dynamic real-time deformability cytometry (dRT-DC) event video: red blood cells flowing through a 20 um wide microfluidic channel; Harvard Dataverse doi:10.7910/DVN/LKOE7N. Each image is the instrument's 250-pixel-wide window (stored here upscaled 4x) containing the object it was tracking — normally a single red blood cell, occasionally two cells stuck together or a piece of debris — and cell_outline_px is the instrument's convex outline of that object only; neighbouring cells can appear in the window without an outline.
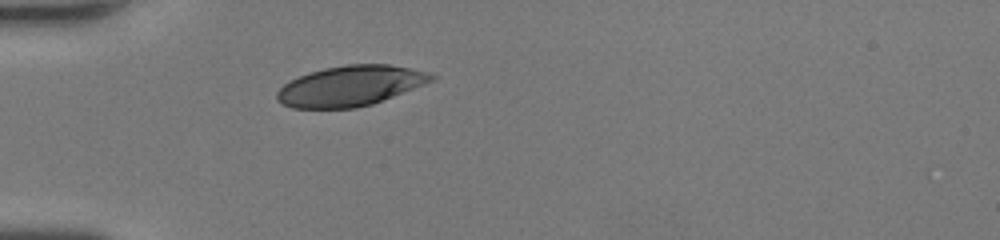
{"species": "human", "species_latin": "Homo sapiens", "temperature_condition": "room temperature", "stored_images_in_passage": 35, "camera_frame_rate_fps": 3000, "um_per_image_px": 0.085, "donor": {"sex": "female"}, "frame": {"image": 1, "passage_image": 1, "time_ms": 0.0, "image_size_px": [1000, 240], "cell_outline_px": [[436, 76], [432, 80], [424, 84], [372, 104], [356, 108], [292, 108], [276, 100], [276, 92], [288, 80], [308, 72], [324, 68], [348, 64], [388, 64], [428, 72]], "centroid_in_image_um": [29.72, 7.3], "position_along_channel_um": 55.3, "area_um2": 36.13}}
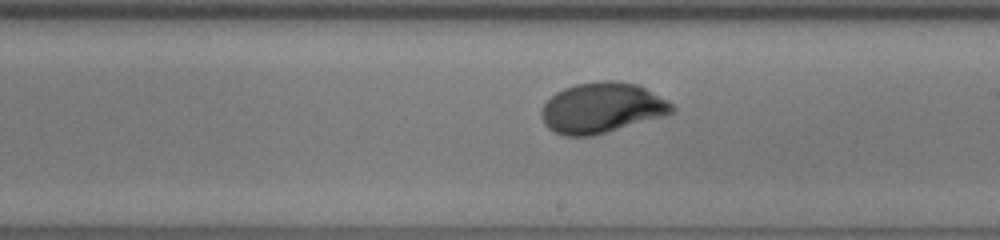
{"frame": {"image": 2, "passage_image": 15, "time_ms": 4.667, "image_size_px": [1000, 240], "cell_outline_px": [[676, 112], [664, 116], [592, 136], [564, 136], [548, 128], [544, 124], [540, 116], [540, 112], [544, 104], [556, 92], [564, 88], [576, 84], [604, 80], [616, 80], [640, 84], [668, 100], [676, 108]], "centroid_in_image_um": [51.18, 9.16], "position_along_channel_um": 237.8, "area_um2": 38.67}}
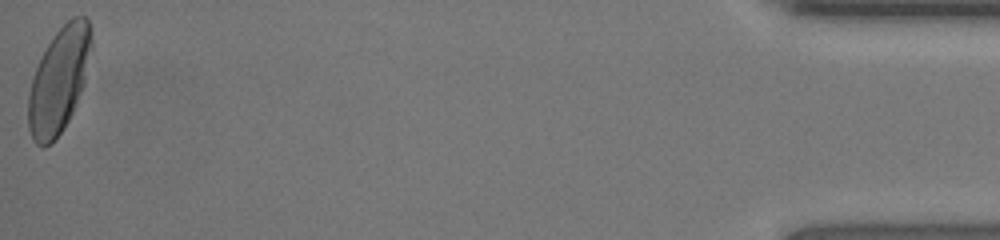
{"frame": {"image": 3, "passage_image": 35, "time_ms": 11.333, "image_size_px": [1000, 240], "cell_outline_px": [[92, 48], [84, 84], [72, 112], [64, 128], [52, 144], [44, 148], [36, 144], [32, 140], [28, 128], [28, 92], [32, 76], [48, 44], [56, 32], [72, 16], [84, 16], [88, 20], [92, 32]], "centroid_in_image_um": [5.01, 6.85], "position_along_channel_um": 430.2, "area_um2": 38.9}, "authors_computed_cell_mechanics": {"area_um2": 37.281, "velocity_mm_per_s": 4.22, "shape_relaxation_time_tau1_ms": 2.9938, "shape_relaxation_time_tau2_ms": null, "deformation_change_tau1": 0.181, "deformation_change_tau2": null}}